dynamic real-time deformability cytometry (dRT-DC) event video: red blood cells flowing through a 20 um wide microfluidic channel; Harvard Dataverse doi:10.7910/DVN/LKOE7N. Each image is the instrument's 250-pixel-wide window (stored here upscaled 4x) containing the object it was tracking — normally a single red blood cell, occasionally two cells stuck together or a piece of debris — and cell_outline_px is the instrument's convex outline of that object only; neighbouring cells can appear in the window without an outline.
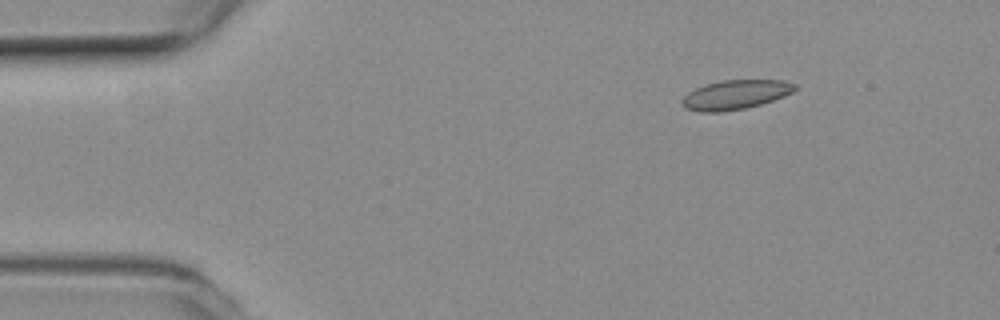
{"species": "common noctule bat (a hibernating species)", "species_latin": "Nyctalus noctula", "temperature_condition": "room temperature", "stored_images_in_passage": 13, "camera_frame_rate_fps": 3000, "um_per_image_px": 0.085, "animal": {"sex": "female", "body_mass_g": 19.3, "forearm_length_mm": 54.1}, "frame": {"image": 1, "passage_image": 1, "time_ms": 0.0, "image_size_px": [1000, 320], "cell_outline_px": [[796, 88], [792, 92], [784, 96], [760, 104], [744, 108], [720, 112], [700, 112], [684, 108], [680, 104], [680, 100], [688, 92], [696, 88], [708, 84], [724, 80], [784, 80], [796, 84]], "centroid_in_image_um": [62.48, 8.05], "position_along_channel_um": 22.5, "area_um2": 19.19}}
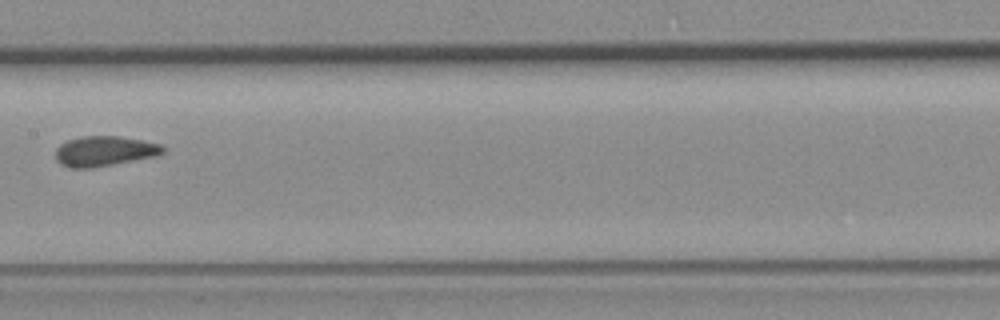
{"frame": {"image": 2, "passage_image": 6, "time_ms": 1.667, "image_size_px": [1000, 320], "cell_outline_px": [[164, 152], [156, 156], [92, 168], [72, 168], [60, 164], [56, 160], [56, 148], [60, 144], [68, 140], [84, 136], [120, 136], [160, 144], [164, 148]], "centroid_in_image_um": [8.85, 12.85], "position_along_channel_um": 198.5, "area_um2": 18.73}}
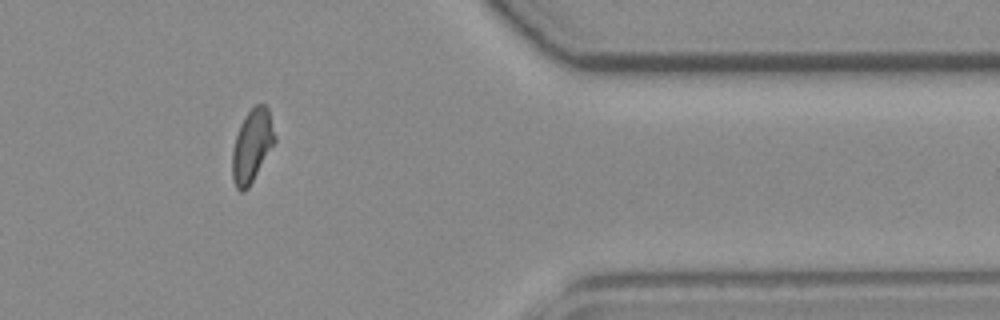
{"frame": {"image": 3, "passage_image": 11, "time_ms": 3.333, "image_size_px": [1000, 320], "cell_outline_px": [[276, 140], [248, 188], [244, 192], [240, 192], [236, 188], [232, 180], [232, 152], [236, 136], [240, 124], [244, 116], [256, 104], [264, 104], [268, 108], [276, 136]], "centroid_in_image_um": [21.41, 12.39], "position_along_channel_um": 390.0, "area_um2": 17.98}}